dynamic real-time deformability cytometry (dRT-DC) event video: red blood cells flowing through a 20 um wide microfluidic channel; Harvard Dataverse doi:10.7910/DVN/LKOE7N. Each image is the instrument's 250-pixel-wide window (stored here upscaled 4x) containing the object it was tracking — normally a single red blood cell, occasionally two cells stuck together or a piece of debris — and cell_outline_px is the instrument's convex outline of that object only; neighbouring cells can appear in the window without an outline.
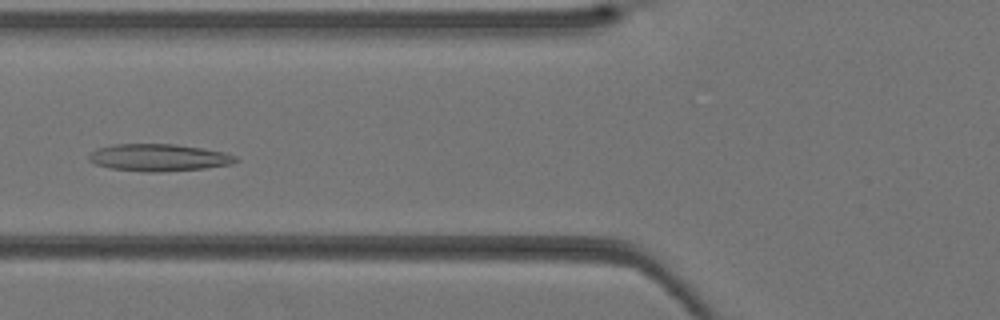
{"species": "Egyptian fruit bat (a non-hibernating species)", "species_latin": "Rousettus aegyptiacus", "temperature_condition": "warm", "stored_images_in_passage": 26, "camera_frame_rate_fps": 3000, "um_per_image_px": 0.085, "animal": {"sex": "female"}, "frame": {"image": 1, "passage_image": 16, "time_ms": 5.0, "image_size_px": [1000, 320], "cell_outline_px": [[240, 160], [232, 164], [204, 168], [160, 172], [148, 172], [112, 168], [96, 164], [88, 160], [88, 156], [96, 148], [112, 144], [176, 144], [224, 152], [236, 156]], "centroid_in_image_um": [13.5, 13.39], "position_along_channel_um": 112.3, "area_um2": 23.18}}
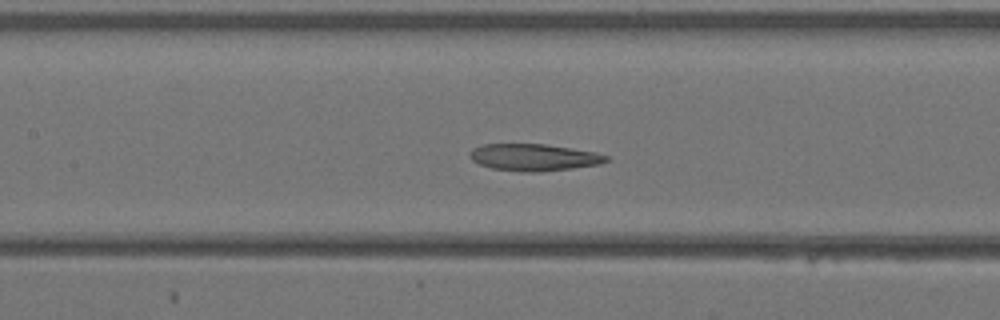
{"frame": {"image": 2, "passage_image": 19, "time_ms": 6.0, "image_size_px": [1000, 320], "cell_outline_px": [[608, 160], [600, 164], [572, 168], [536, 172], [524, 172], [492, 168], [480, 164], [472, 160], [472, 148], [484, 144], [544, 144], [596, 152], [608, 156]], "centroid_in_image_um": [45.4, 13.37], "position_along_channel_um": 162.0, "area_um2": 21.1}}
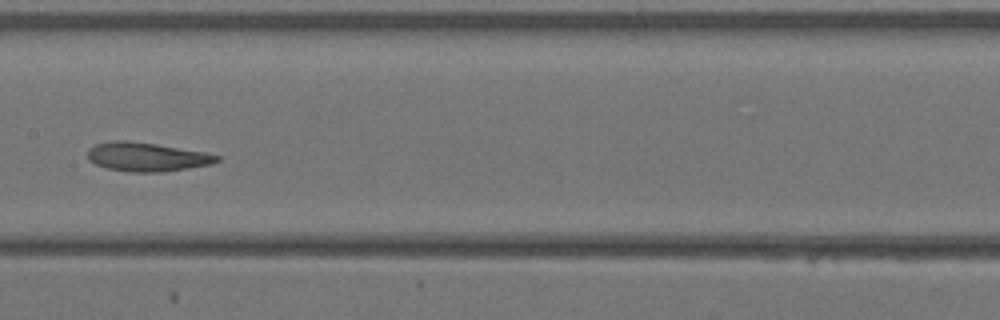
{"frame": {"image": 3, "passage_image": 21, "time_ms": 6.667, "image_size_px": [1000, 320], "cell_outline_px": [[220, 160], [212, 164], [188, 168], [160, 172], [132, 172], [108, 168], [96, 164], [88, 160], [88, 148], [96, 144], [116, 140], [124, 140], [156, 144], [204, 152], [220, 156]], "centroid_in_image_um": [12.48, 13.33], "position_along_channel_um": 194.9, "area_um2": 21.56}}